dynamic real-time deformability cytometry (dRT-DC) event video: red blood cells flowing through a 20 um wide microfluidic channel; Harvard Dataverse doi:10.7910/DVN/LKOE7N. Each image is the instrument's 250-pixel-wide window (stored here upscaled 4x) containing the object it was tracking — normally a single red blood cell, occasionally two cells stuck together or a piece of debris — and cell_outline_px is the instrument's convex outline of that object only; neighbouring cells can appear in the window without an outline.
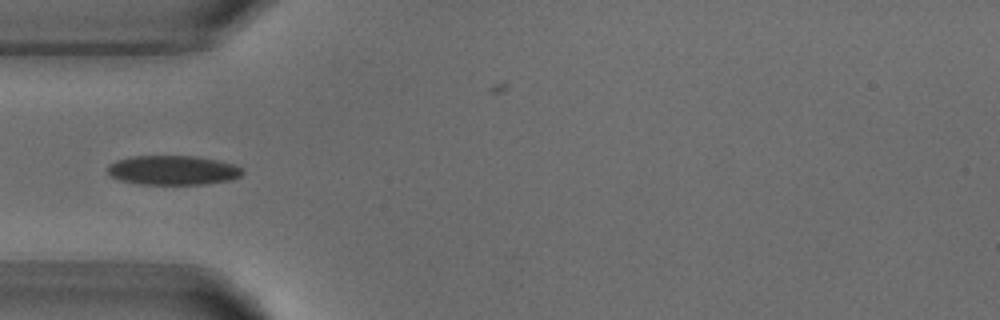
{"species": "common noctule bat (a hibernating species)", "species_latin": "Nyctalus noctula", "temperature_condition": "warm", "stored_images_in_passage": 3, "camera_frame_rate_fps": 3000, "um_per_image_px": 0.085, "animal": {"sex": "male", "body_mass_g": 18.8}, "frame": {"image": 1, "passage_image": 2, "time_ms": 2.0, "image_size_px": [1000, 320], "cell_outline_px": [[244, 172], [240, 176], [232, 180], [204, 184], [136, 184], [120, 180], [112, 176], [108, 172], [108, 164], [116, 160], [132, 156], [196, 156], [216, 160], [232, 164], [244, 168]], "centroid_in_image_um": [14.7, 14.47], "position_along_channel_um": 70.3, "area_um2": 23.18}}